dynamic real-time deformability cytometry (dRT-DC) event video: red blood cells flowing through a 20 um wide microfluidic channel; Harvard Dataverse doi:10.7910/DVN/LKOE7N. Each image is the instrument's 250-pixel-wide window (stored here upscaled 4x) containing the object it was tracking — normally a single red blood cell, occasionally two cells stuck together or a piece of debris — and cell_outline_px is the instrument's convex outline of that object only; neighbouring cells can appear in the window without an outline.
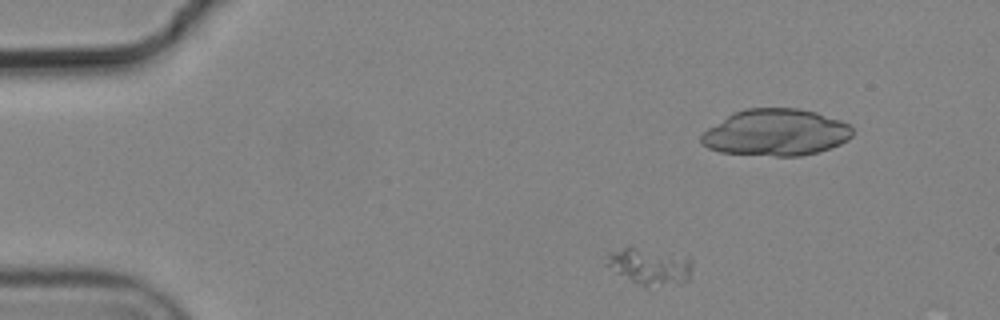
{"species": "common noctule bat (a hibernating species)", "species_latin": "Nyctalus noctula", "temperature_condition": "cold", "stored_images_in_passage": 5, "camera_frame_rate_fps": 3000, "um_per_image_px": 0.085, "animal": {"sex": "male", "body_mass_g": 19.2, "forearm_length_mm": 51.8}, "frame": {"image": 1, "passage_image": 2, "time_ms": 0.333, "image_size_px": [1000, 320], "cell_outline_px": [[692, 268], [688, 280], [680, 284], [644, 284], [632, 280], [616, 272], [608, 264], [608, 252], [624, 248], [632, 248], [692, 256]], "centroid_in_image_um": [55.34, 22.61], "position_along_channel_um": 29.7, "area_um2": 17.46}}